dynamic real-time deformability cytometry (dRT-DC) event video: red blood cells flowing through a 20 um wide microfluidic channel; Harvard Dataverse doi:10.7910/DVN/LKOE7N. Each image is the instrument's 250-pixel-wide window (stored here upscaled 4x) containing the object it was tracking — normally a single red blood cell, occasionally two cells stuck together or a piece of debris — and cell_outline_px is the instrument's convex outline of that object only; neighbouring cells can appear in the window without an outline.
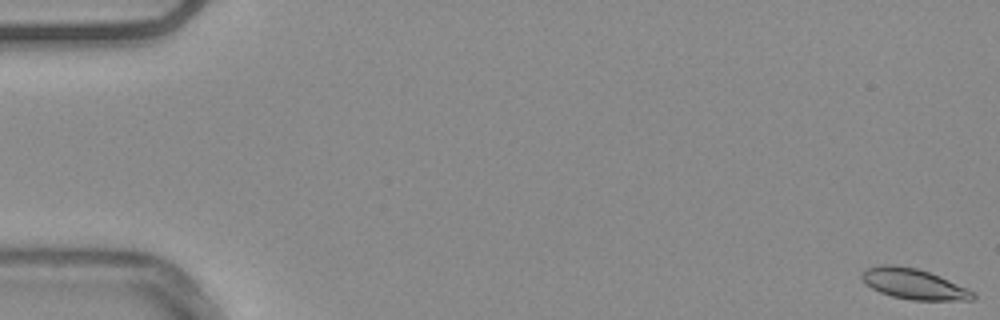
{"species": "common noctule bat (a hibernating species)", "species_latin": "Nyctalus noctula", "temperature_condition": "warm", "stored_images_in_passage": 55, "camera_frame_rate_fps": 3000, "um_per_image_px": 0.085, "animal": {"sex": "male", "body_mass_g": 20.4}, "frame": {"image": 1, "passage_image": 1, "time_ms": 0.0, "image_size_px": [1000, 320], "cell_outline_px": [[976, 296], [972, 300], [912, 300], [892, 296], [880, 292], [872, 288], [860, 276], [860, 272], [868, 268], [884, 264], [896, 264], [916, 268], [940, 276], [976, 292]], "centroid_in_image_um": [77.69, 24.13], "position_along_channel_um": 7.3, "area_um2": 19.71}}
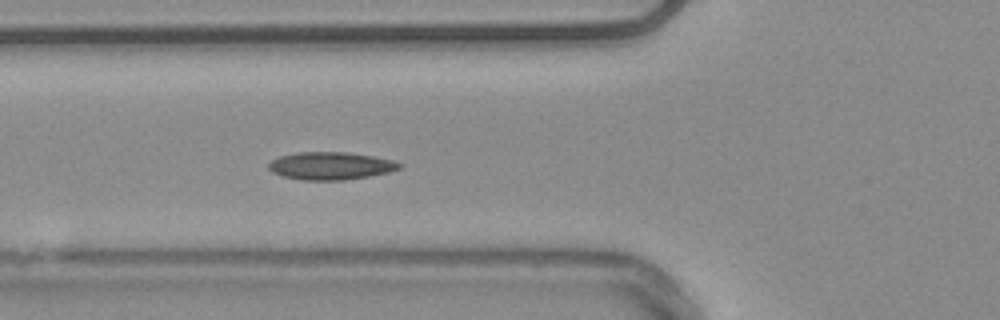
{"frame": {"image": 2, "passage_image": 21, "time_ms": 6.667, "image_size_px": [1000, 320], "cell_outline_px": [[404, 164], [400, 168], [388, 172], [368, 176], [344, 180], [300, 180], [284, 176], [272, 172], [268, 168], [268, 164], [272, 160], [280, 156], [296, 152], [348, 152], [372, 156], [392, 160]], "centroid_in_image_um": [28.09, 14.09], "position_along_channel_um": 97.7, "area_um2": 21.04}}
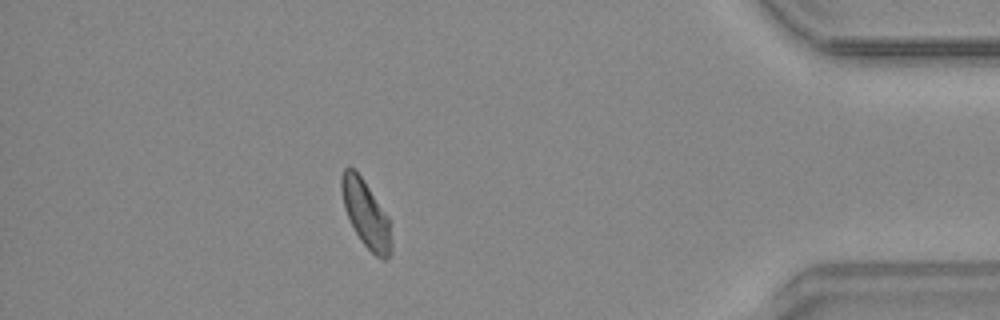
{"frame": {"image": 3, "passage_image": 49, "time_ms": 16.0, "image_size_px": [1000, 320], "cell_outline_px": [[392, 252], [388, 260], [384, 260], [376, 256], [360, 240], [344, 208], [340, 188], [340, 176], [344, 168], [348, 164], [356, 168], [388, 216], [392, 240]], "centroid_in_image_um": [31.1, 18.14], "position_along_channel_um": 404.1, "area_um2": 19.77}, "authors_computed_cell_mechanics": {"area_um2": 19.7676, "velocity_mm_per_s": 3.7483, "shape_relaxation_time_tau1_ms": null, "shape_relaxation_time_tau2_ms": 6.0096, "deformation_change_tau1": null, "deformation_change_tau2": 0.0873}}